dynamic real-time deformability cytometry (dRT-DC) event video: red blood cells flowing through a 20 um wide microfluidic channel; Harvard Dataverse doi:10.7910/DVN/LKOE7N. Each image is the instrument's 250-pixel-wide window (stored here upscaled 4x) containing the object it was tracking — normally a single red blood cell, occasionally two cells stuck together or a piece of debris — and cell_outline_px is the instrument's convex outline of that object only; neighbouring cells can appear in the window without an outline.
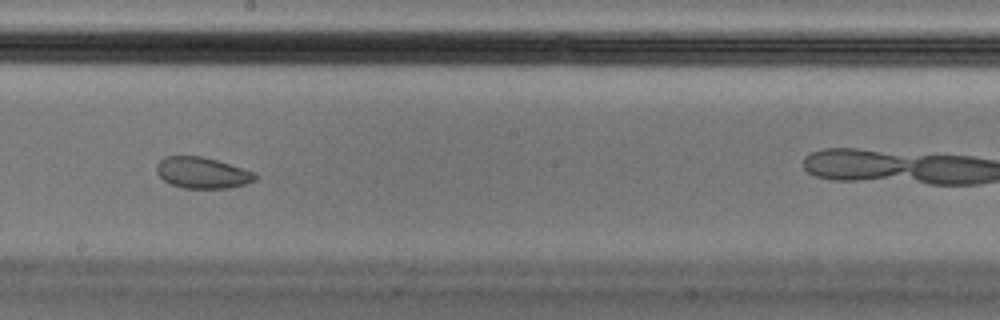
{"species": "Egyptian fruit bat (a non-hibernating species)", "species_latin": "Rousettus aegyptiacus", "temperature_condition": "cold", "stored_images_in_passage": 14, "camera_frame_rate_fps": 3000, "um_per_image_px": 0.085, "animal": {"sex": "male"}, "frame": {"image": 1, "passage_image": 8, "time_ms": 2.333, "image_size_px": [1000, 320], "cell_outline_px": [[256, 180], [232, 188], [184, 188], [172, 184], [164, 180], [156, 172], [156, 164], [164, 156], [200, 156], [216, 160], [256, 172]], "centroid_in_image_um": [17.19, 14.68], "position_along_channel_um": 231.0, "area_um2": 17.86}}